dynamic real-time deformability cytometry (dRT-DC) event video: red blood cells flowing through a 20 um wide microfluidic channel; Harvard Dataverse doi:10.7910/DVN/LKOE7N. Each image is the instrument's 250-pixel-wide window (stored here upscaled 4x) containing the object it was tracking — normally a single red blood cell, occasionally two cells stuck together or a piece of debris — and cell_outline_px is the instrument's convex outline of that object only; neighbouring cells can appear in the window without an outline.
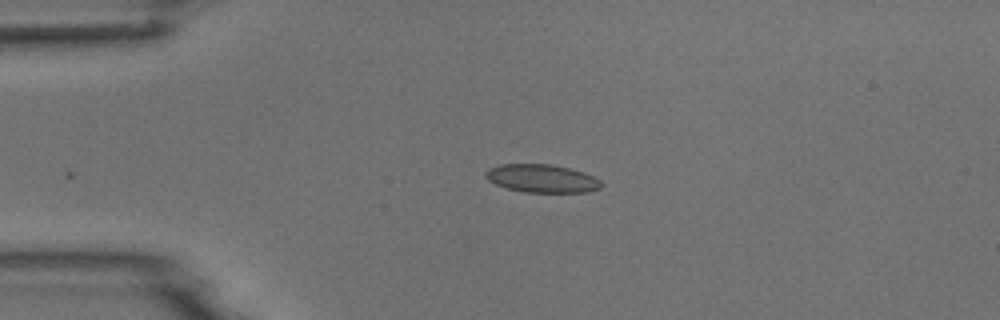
{"species": "common noctule bat (a hibernating species)", "species_latin": "Nyctalus noctula", "temperature_condition": "room temperature", "stored_images_in_passage": 3, "camera_frame_rate_fps": 3000, "um_per_image_px": 0.085, "animal": {"sex": "male", "body_mass_g": 18.8}, "frame": {"image": 1, "passage_image": 1, "time_ms": 0.0, "image_size_px": [1000, 320], "cell_outline_px": [[604, 184], [600, 188], [588, 192], [524, 192], [508, 188], [496, 184], [488, 180], [484, 176], [484, 172], [488, 168], [500, 164], [552, 164], [584, 172], [600, 180]], "centroid_in_image_um": [46.05, 15.16], "position_along_channel_um": 38.9, "area_um2": 19.02}}